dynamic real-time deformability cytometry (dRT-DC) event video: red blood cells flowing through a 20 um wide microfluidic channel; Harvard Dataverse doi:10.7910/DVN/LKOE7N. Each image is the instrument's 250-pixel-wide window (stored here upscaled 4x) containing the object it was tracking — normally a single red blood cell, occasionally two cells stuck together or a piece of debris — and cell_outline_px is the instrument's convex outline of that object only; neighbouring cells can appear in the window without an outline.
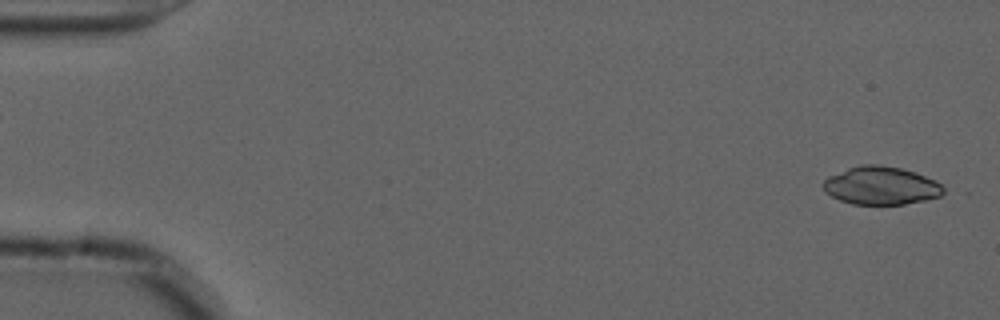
{"species": "common noctule bat (a hibernating species)", "species_latin": "Nyctalus noctula", "temperature_condition": "cold", "stored_images_in_passage": 54, "camera_frame_rate_fps": 3000, "um_per_image_px": 0.085, "animal": {"sex": "male", "forearm_length_mm": 52.5}, "frame": {"image": 1, "passage_image": 1, "time_ms": 0.0, "image_size_px": [1000, 320], "cell_outline_px": [[948, 192], [940, 196], [924, 200], [904, 204], [852, 204], [840, 200], [824, 192], [820, 184], [828, 176], [848, 168], [860, 164], [876, 164], [900, 168], [916, 172], [936, 180]], "centroid_in_image_um": [74.88, 15.77], "position_along_channel_um": 10.1, "area_um2": 26.93}}
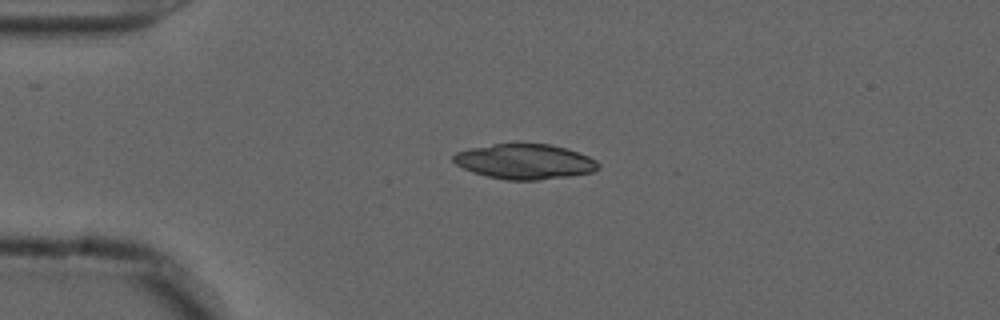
{"frame": {"image": 2, "passage_image": 12, "time_ms": 3.667, "image_size_px": [1000, 320], "cell_outline_px": [[600, 168], [592, 172], [568, 176], [536, 180], [508, 180], [488, 176], [472, 172], [456, 164], [452, 160], [452, 156], [456, 152], [472, 148], [492, 144], [520, 140], [552, 144], [568, 148], [588, 156], [596, 160], [600, 164]], "centroid_in_image_um": [44.62, 13.68], "position_along_channel_um": 40.4, "area_um2": 30.4}}